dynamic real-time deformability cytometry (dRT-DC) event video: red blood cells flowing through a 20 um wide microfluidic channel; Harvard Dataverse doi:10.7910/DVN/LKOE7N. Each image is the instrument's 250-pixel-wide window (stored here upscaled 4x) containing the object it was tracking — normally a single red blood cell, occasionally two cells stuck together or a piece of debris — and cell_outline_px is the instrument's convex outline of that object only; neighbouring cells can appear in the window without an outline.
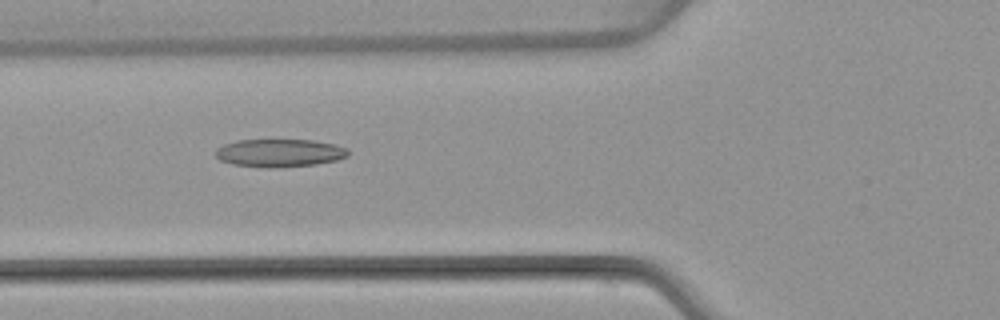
{"species": "common noctule bat (a hibernating species)", "species_latin": "Nyctalus noctula", "temperature_condition": "warm", "stored_images_in_passage": 6, "camera_frame_rate_fps": 3000, "um_per_image_px": 0.085, "animal": {"sex": "female", "body_mass_g": 22.7, "forearm_length_mm": 54.2}, "frame": {"image": 1, "passage_image": 5, "time_ms": 5.667, "image_size_px": [1000, 320], "cell_outline_px": [[348, 156], [336, 160], [316, 164], [232, 164], [220, 160], [212, 152], [216, 148], [224, 144], [236, 140], [312, 140], [332, 144], [348, 148]], "centroid_in_image_um": [23.74, 12.93], "position_along_channel_um": 102.1, "area_um2": 20.35}}
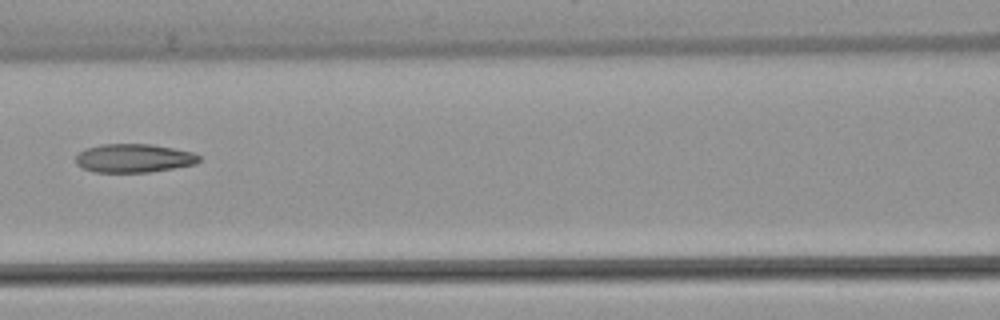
{"frame": {"image": 2, "passage_image": 6, "time_ms": 7.0, "image_size_px": [1000, 320], "cell_outline_px": [[200, 160], [196, 164], [148, 172], [92, 172], [76, 164], [76, 156], [80, 152], [88, 148], [100, 144], [152, 144], [192, 152], [200, 156]], "centroid_in_image_um": [11.37, 13.44], "position_along_channel_um": 155.2, "area_um2": 20.4}}